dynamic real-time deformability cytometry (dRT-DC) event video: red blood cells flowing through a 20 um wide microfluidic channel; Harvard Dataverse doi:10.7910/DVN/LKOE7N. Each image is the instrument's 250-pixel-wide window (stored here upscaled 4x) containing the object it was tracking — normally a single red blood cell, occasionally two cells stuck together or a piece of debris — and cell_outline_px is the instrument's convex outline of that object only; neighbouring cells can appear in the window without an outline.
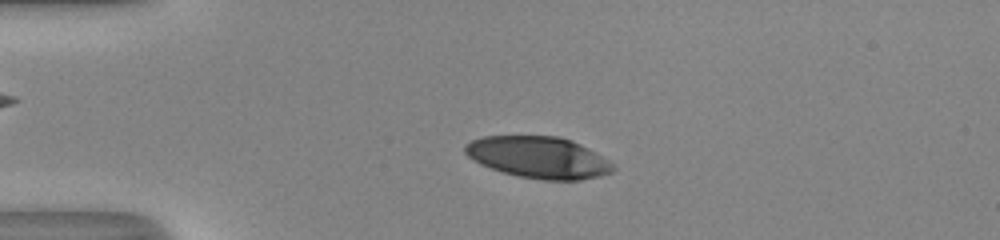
{"species": "human", "species_latin": "Homo sapiens", "temperature_condition": "room temperature", "stored_images_in_passage": 49, "camera_frame_rate_fps": 3000, "um_per_image_px": 0.085, "donor": {"sex": "male"}, "frame": {"image": 1, "passage_image": 10, "time_ms": 3.0, "image_size_px": [1000, 240], "cell_outline_px": [[616, 168], [612, 172], [600, 176], [580, 180], [544, 180], [520, 176], [504, 172], [480, 164], [472, 160], [464, 152], [464, 144], [472, 140], [484, 136], [560, 136], [572, 140], [596, 152], [616, 164]], "centroid_in_image_um": [45.81, 13.37], "position_along_channel_um": 39.2, "area_um2": 36.07}}
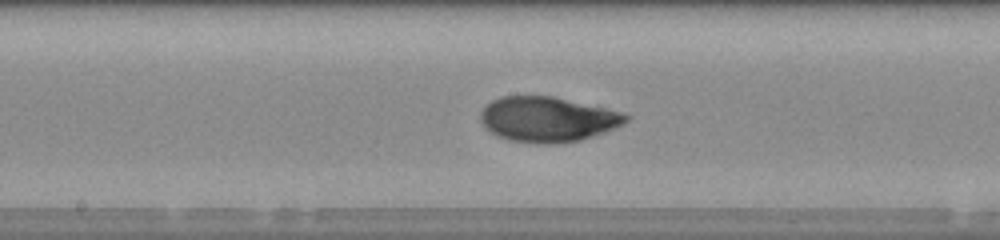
{"frame": {"image": 2, "passage_image": 25, "time_ms": 8.0, "image_size_px": [1000, 240], "cell_outline_px": [[632, 116], [624, 124], [608, 132], [580, 140], [556, 144], [540, 144], [508, 140], [496, 136], [480, 120], [480, 112], [492, 100], [500, 96], [552, 96], [624, 112]], "centroid_in_image_um": [46.6, 10.15], "position_along_channel_um": 201.6, "area_um2": 38.49}}
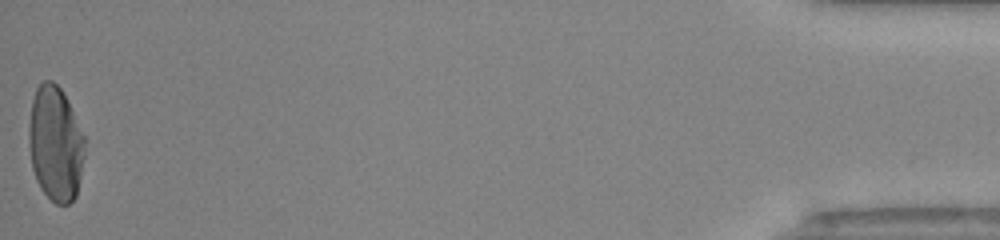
{"frame": {"image": 3, "passage_image": 49, "time_ms": 16.0, "image_size_px": [1000, 240], "cell_outline_px": [[84, 156], [76, 196], [68, 204], [56, 204], [40, 188], [36, 180], [32, 168], [28, 144], [28, 124], [32, 100], [36, 88], [44, 80], [52, 80], [60, 88], [84, 136]], "centroid_in_image_um": [4.68, 12.22], "position_along_channel_um": 430.5, "area_um2": 37.22}, "authors_computed_cell_mechanics": {"area_um2": 37.5122, "velocity_mm_per_s": 4.0629, "shape_relaxation_time_tau1_ms": 5.8733, "shape_relaxation_time_tau2_ms": 0.9877, "deformation_change_tau1": 0.2246, "deformation_change_tau2": 0.0504}}